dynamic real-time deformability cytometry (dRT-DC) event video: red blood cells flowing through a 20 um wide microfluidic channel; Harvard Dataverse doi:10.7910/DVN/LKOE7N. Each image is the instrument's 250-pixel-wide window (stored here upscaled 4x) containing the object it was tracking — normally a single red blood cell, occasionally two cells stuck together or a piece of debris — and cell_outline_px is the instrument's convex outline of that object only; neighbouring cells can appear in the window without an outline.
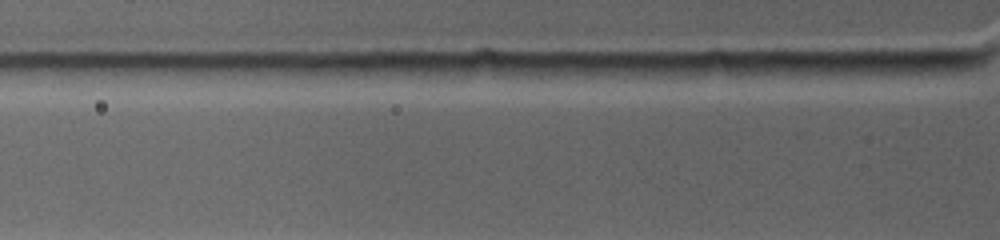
{"species": "common noctule bat (a hibernating species)", "species_latin": "Nyctalus noctula", "temperature_condition": "warm", "stored_images_in_passage": 4, "segment_of_instrument_passage": [2, 2], "camera_frame_rate_fps": 4500, "um_per_image_px": 0.085, "animal": {"sex": "female", "body_mass_g": 19.0, "forearm_length_mm": 53.3}, "frame": {"image": 1, "passage_image": 4, "time_ms": 1.333, "image_size_px": [1000, 240], "cell_outline_px": [[648, 64], [636, 80], [544, 80], [512, 72], [496, 64]], "centroid_in_image_um": [49.15, 6.07], "position_along_channel_um": 76.6, "area_um2": 14.57}}